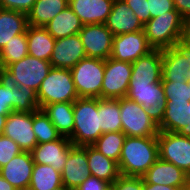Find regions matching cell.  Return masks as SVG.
<instances>
[{
	"label": "cell",
	"instance_id": "obj_1",
	"mask_svg": "<svg viewBox=\"0 0 190 190\" xmlns=\"http://www.w3.org/2000/svg\"><path fill=\"white\" fill-rule=\"evenodd\" d=\"M158 158L157 136H126L118 162L120 175L142 177Z\"/></svg>",
	"mask_w": 190,
	"mask_h": 190
},
{
	"label": "cell",
	"instance_id": "obj_2",
	"mask_svg": "<svg viewBox=\"0 0 190 190\" xmlns=\"http://www.w3.org/2000/svg\"><path fill=\"white\" fill-rule=\"evenodd\" d=\"M74 129L69 138L74 146L93 145L103 134L98 115V98L78 97L73 102Z\"/></svg>",
	"mask_w": 190,
	"mask_h": 190
},
{
	"label": "cell",
	"instance_id": "obj_3",
	"mask_svg": "<svg viewBox=\"0 0 190 190\" xmlns=\"http://www.w3.org/2000/svg\"><path fill=\"white\" fill-rule=\"evenodd\" d=\"M38 105L74 102L78 98L70 69L52 67L37 91Z\"/></svg>",
	"mask_w": 190,
	"mask_h": 190
},
{
	"label": "cell",
	"instance_id": "obj_4",
	"mask_svg": "<svg viewBox=\"0 0 190 190\" xmlns=\"http://www.w3.org/2000/svg\"><path fill=\"white\" fill-rule=\"evenodd\" d=\"M183 18L175 9L151 18L143 26L148 43L154 49L173 47L181 39Z\"/></svg>",
	"mask_w": 190,
	"mask_h": 190
},
{
	"label": "cell",
	"instance_id": "obj_5",
	"mask_svg": "<svg viewBox=\"0 0 190 190\" xmlns=\"http://www.w3.org/2000/svg\"><path fill=\"white\" fill-rule=\"evenodd\" d=\"M105 60L85 57L71 70L78 97L102 98Z\"/></svg>",
	"mask_w": 190,
	"mask_h": 190
},
{
	"label": "cell",
	"instance_id": "obj_6",
	"mask_svg": "<svg viewBox=\"0 0 190 190\" xmlns=\"http://www.w3.org/2000/svg\"><path fill=\"white\" fill-rule=\"evenodd\" d=\"M51 68L50 61L27 55L7 66L3 70V76L15 85L27 86L37 92Z\"/></svg>",
	"mask_w": 190,
	"mask_h": 190
},
{
	"label": "cell",
	"instance_id": "obj_7",
	"mask_svg": "<svg viewBox=\"0 0 190 190\" xmlns=\"http://www.w3.org/2000/svg\"><path fill=\"white\" fill-rule=\"evenodd\" d=\"M122 132L130 137L157 136L159 126L148 116L142 105L127 97L120 98Z\"/></svg>",
	"mask_w": 190,
	"mask_h": 190
},
{
	"label": "cell",
	"instance_id": "obj_8",
	"mask_svg": "<svg viewBox=\"0 0 190 190\" xmlns=\"http://www.w3.org/2000/svg\"><path fill=\"white\" fill-rule=\"evenodd\" d=\"M38 109L35 90L15 85L4 76L0 78V115H9L12 111L34 112Z\"/></svg>",
	"mask_w": 190,
	"mask_h": 190
},
{
	"label": "cell",
	"instance_id": "obj_9",
	"mask_svg": "<svg viewBox=\"0 0 190 190\" xmlns=\"http://www.w3.org/2000/svg\"><path fill=\"white\" fill-rule=\"evenodd\" d=\"M126 97L142 105L148 116L159 125L165 114L166 98L162 83L129 84Z\"/></svg>",
	"mask_w": 190,
	"mask_h": 190
},
{
	"label": "cell",
	"instance_id": "obj_10",
	"mask_svg": "<svg viewBox=\"0 0 190 190\" xmlns=\"http://www.w3.org/2000/svg\"><path fill=\"white\" fill-rule=\"evenodd\" d=\"M157 141L159 158L190 175V137L159 131Z\"/></svg>",
	"mask_w": 190,
	"mask_h": 190
},
{
	"label": "cell",
	"instance_id": "obj_11",
	"mask_svg": "<svg viewBox=\"0 0 190 190\" xmlns=\"http://www.w3.org/2000/svg\"><path fill=\"white\" fill-rule=\"evenodd\" d=\"M190 71V43L178 40L173 47L162 50V80L186 82Z\"/></svg>",
	"mask_w": 190,
	"mask_h": 190
},
{
	"label": "cell",
	"instance_id": "obj_12",
	"mask_svg": "<svg viewBox=\"0 0 190 190\" xmlns=\"http://www.w3.org/2000/svg\"><path fill=\"white\" fill-rule=\"evenodd\" d=\"M132 75V64L113 58L105 60L102 84V98L120 99L126 97Z\"/></svg>",
	"mask_w": 190,
	"mask_h": 190
},
{
	"label": "cell",
	"instance_id": "obj_13",
	"mask_svg": "<svg viewBox=\"0 0 190 190\" xmlns=\"http://www.w3.org/2000/svg\"><path fill=\"white\" fill-rule=\"evenodd\" d=\"M153 49L154 48L148 43L143 30L119 34L113 37L110 58L122 62L133 63Z\"/></svg>",
	"mask_w": 190,
	"mask_h": 190
},
{
	"label": "cell",
	"instance_id": "obj_14",
	"mask_svg": "<svg viewBox=\"0 0 190 190\" xmlns=\"http://www.w3.org/2000/svg\"><path fill=\"white\" fill-rule=\"evenodd\" d=\"M3 135L16 142L22 151L31 152L38 144L33 132V112L12 111L7 116Z\"/></svg>",
	"mask_w": 190,
	"mask_h": 190
},
{
	"label": "cell",
	"instance_id": "obj_15",
	"mask_svg": "<svg viewBox=\"0 0 190 190\" xmlns=\"http://www.w3.org/2000/svg\"><path fill=\"white\" fill-rule=\"evenodd\" d=\"M78 34L87 57L110 58L114 35L105 24L83 25Z\"/></svg>",
	"mask_w": 190,
	"mask_h": 190
},
{
	"label": "cell",
	"instance_id": "obj_16",
	"mask_svg": "<svg viewBox=\"0 0 190 190\" xmlns=\"http://www.w3.org/2000/svg\"><path fill=\"white\" fill-rule=\"evenodd\" d=\"M90 176L91 172L87 160V145H72L63 171L61 172L62 184L71 190H75Z\"/></svg>",
	"mask_w": 190,
	"mask_h": 190
},
{
	"label": "cell",
	"instance_id": "obj_17",
	"mask_svg": "<svg viewBox=\"0 0 190 190\" xmlns=\"http://www.w3.org/2000/svg\"><path fill=\"white\" fill-rule=\"evenodd\" d=\"M85 57L87 56L81 38L79 34H75L55 41L50 63L54 68L71 70Z\"/></svg>",
	"mask_w": 190,
	"mask_h": 190
},
{
	"label": "cell",
	"instance_id": "obj_18",
	"mask_svg": "<svg viewBox=\"0 0 190 190\" xmlns=\"http://www.w3.org/2000/svg\"><path fill=\"white\" fill-rule=\"evenodd\" d=\"M72 145L70 139L63 136L52 142L37 144L31 151L33 161L36 164L51 165L61 173Z\"/></svg>",
	"mask_w": 190,
	"mask_h": 190
},
{
	"label": "cell",
	"instance_id": "obj_19",
	"mask_svg": "<svg viewBox=\"0 0 190 190\" xmlns=\"http://www.w3.org/2000/svg\"><path fill=\"white\" fill-rule=\"evenodd\" d=\"M132 64L129 84H152L162 80V49H153Z\"/></svg>",
	"mask_w": 190,
	"mask_h": 190
},
{
	"label": "cell",
	"instance_id": "obj_20",
	"mask_svg": "<svg viewBox=\"0 0 190 190\" xmlns=\"http://www.w3.org/2000/svg\"><path fill=\"white\" fill-rule=\"evenodd\" d=\"M189 175L174 164L160 158L142 176L148 184L168 185L176 188L188 186Z\"/></svg>",
	"mask_w": 190,
	"mask_h": 190
},
{
	"label": "cell",
	"instance_id": "obj_21",
	"mask_svg": "<svg viewBox=\"0 0 190 190\" xmlns=\"http://www.w3.org/2000/svg\"><path fill=\"white\" fill-rule=\"evenodd\" d=\"M33 166L31 152L23 151L0 168V175L16 189L29 188Z\"/></svg>",
	"mask_w": 190,
	"mask_h": 190
},
{
	"label": "cell",
	"instance_id": "obj_22",
	"mask_svg": "<svg viewBox=\"0 0 190 190\" xmlns=\"http://www.w3.org/2000/svg\"><path fill=\"white\" fill-rule=\"evenodd\" d=\"M104 24L114 36L141 31L144 26L124 0H114L111 13Z\"/></svg>",
	"mask_w": 190,
	"mask_h": 190
},
{
	"label": "cell",
	"instance_id": "obj_23",
	"mask_svg": "<svg viewBox=\"0 0 190 190\" xmlns=\"http://www.w3.org/2000/svg\"><path fill=\"white\" fill-rule=\"evenodd\" d=\"M114 0H69V7L83 25L104 24L111 13Z\"/></svg>",
	"mask_w": 190,
	"mask_h": 190
},
{
	"label": "cell",
	"instance_id": "obj_24",
	"mask_svg": "<svg viewBox=\"0 0 190 190\" xmlns=\"http://www.w3.org/2000/svg\"><path fill=\"white\" fill-rule=\"evenodd\" d=\"M87 160L93 177L112 184L120 176L118 163L100 153L92 145H87Z\"/></svg>",
	"mask_w": 190,
	"mask_h": 190
},
{
	"label": "cell",
	"instance_id": "obj_25",
	"mask_svg": "<svg viewBox=\"0 0 190 190\" xmlns=\"http://www.w3.org/2000/svg\"><path fill=\"white\" fill-rule=\"evenodd\" d=\"M27 27L26 13L0 8V50L12 40V37L25 33Z\"/></svg>",
	"mask_w": 190,
	"mask_h": 190
},
{
	"label": "cell",
	"instance_id": "obj_26",
	"mask_svg": "<svg viewBox=\"0 0 190 190\" xmlns=\"http://www.w3.org/2000/svg\"><path fill=\"white\" fill-rule=\"evenodd\" d=\"M56 39L44 28L27 27L28 55L50 61Z\"/></svg>",
	"mask_w": 190,
	"mask_h": 190
},
{
	"label": "cell",
	"instance_id": "obj_27",
	"mask_svg": "<svg viewBox=\"0 0 190 190\" xmlns=\"http://www.w3.org/2000/svg\"><path fill=\"white\" fill-rule=\"evenodd\" d=\"M41 109L61 136L67 138L72 136L74 129L73 102L48 104Z\"/></svg>",
	"mask_w": 190,
	"mask_h": 190
},
{
	"label": "cell",
	"instance_id": "obj_28",
	"mask_svg": "<svg viewBox=\"0 0 190 190\" xmlns=\"http://www.w3.org/2000/svg\"><path fill=\"white\" fill-rule=\"evenodd\" d=\"M83 27L80 18L68 6L58 13L44 28L57 40L78 34Z\"/></svg>",
	"mask_w": 190,
	"mask_h": 190
},
{
	"label": "cell",
	"instance_id": "obj_29",
	"mask_svg": "<svg viewBox=\"0 0 190 190\" xmlns=\"http://www.w3.org/2000/svg\"><path fill=\"white\" fill-rule=\"evenodd\" d=\"M69 0H36L27 13L28 25L44 27L58 13L68 7Z\"/></svg>",
	"mask_w": 190,
	"mask_h": 190
},
{
	"label": "cell",
	"instance_id": "obj_30",
	"mask_svg": "<svg viewBox=\"0 0 190 190\" xmlns=\"http://www.w3.org/2000/svg\"><path fill=\"white\" fill-rule=\"evenodd\" d=\"M98 115L102 133L122 131L120 99L98 98Z\"/></svg>",
	"mask_w": 190,
	"mask_h": 190
},
{
	"label": "cell",
	"instance_id": "obj_31",
	"mask_svg": "<svg viewBox=\"0 0 190 190\" xmlns=\"http://www.w3.org/2000/svg\"><path fill=\"white\" fill-rule=\"evenodd\" d=\"M189 124L188 103H166L164 117L158 125L160 131L178 133Z\"/></svg>",
	"mask_w": 190,
	"mask_h": 190
},
{
	"label": "cell",
	"instance_id": "obj_32",
	"mask_svg": "<svg viewBox=\"0 0 190 190\" xmlns=\"http://www.w3.org/2000/svg\"><path fill=\"white\" fill-rule=\"evenodd\" d=\"M62 184L61 173L51 165L34 163L30 180V190H53Z\"/></svg>",
	"mask_w": 190,
	"mask_h": 190
},
{
	"label": "cell",
	"instance_id": "obj_33",
	"mask_svg": "<svg viewBox=\"0 0 190 190\" xmlns=\"http://www.w3.org/2000/svg\"><path fill=\"white\" fill-rule=\"evenodd\" d=\"M28 55L27 30L12 37V40L0 50V64L4 70L10 64L20 61Z\"/></svg>",
	"mask_w": 190,
	"mask_h": 190
},
{
	"label": "cell",
	"instance_id": "obj_34",
	"mask_svg": "<svg viewBox=\"0 0 190 190\" xmlns=\"http://www.w3.org/2000/svg\"><path fill=\"white\" fill-rule=\"evenodd\" d=\"M125 138L126 135L122 131L107 132L103 133L92 146L106 157L118 163Z\"/></svg>",
	"mask_w": 190,
	"mask_h": 190
},
{
	"label": "cell",
	"instance_id": "obj_35",
	"mask_svg": "<svg viewBox=\"0 0 190 190\" xmlns=\"http://www.w3.org/2000/svg\"><path fill=\"white\" fill-rule=\"evenodd\" d=\"M33 132L38 144L52 142L61 137L42 109L33 112Z\"/></svg>",
	"mask_w": 190,
	"mask_h": 190
},
{
	"label": "cell",
	"instance_id": "obj_36",
	"mask_svg": "<svg viewBox=\"0 0 190 190\" xmlns=\"http://www.w3.org/2000/svg\"><path fill=\"white\" fill-rule=\"evenodd\" d=\"M165 93L166 103H189L190 90L188 83L181 81H161Z\"/></svg>",
	"mask_w": 190,
	"mask_h": 190
},
{
	"label": "cell",
	"instance_id": "obj_37",
	"mask_svg": "<svg viewBox=\"0 0 190 190\" xmlns=\"http://www.w3.org/2000/svg\"><path fill=\"white\" fill-rule=\"evenodd\" d=\"M21 152L23 151L16 142L4 135H0V168Z\"/></svg>",
	"mask_w": 190,
	"mask_h": 190
},
{
	"label": "cell",
	"instance_id": "obj_38",
	"mask_svg": "<svg viewBox=\"0 0 190 190\" xmlns=\"http://www.w3.org/2000/svg\"><path fill=\"white\" fill-rule=\"evenodd\" d=\"M111 190H143V178L120 175L111 184Z\"/></svg>",
	"mask_w": 190,
	"mask_h": 190
},
{
	"label": "cell",
	"instance_id": "obj_39",
	"mask_svg": "<svg viewBox=\"0 0 190 190\" xmlns=\"http://www.w3.org/2000/svg\"><path fill=\"white\" fill-rule=\"evenodd\" d=\"M129 8L133 10V13L144 25L151 19L147 0H124Z\"/></svg>",
	"mask_w": 190,
	"mask_h": 190
},
{
	"label": "cell",
	"instance_id": "obj_40",
	"mask_svg": "<svg viewBox=\"0 0 190 190\" xmlns=\"http://www.w3.org/2000/svg\"><path fill=\"white\" fill-rule=\"evenodd\" d=\"M151 18L175 10L173 0H147Z\"/></svg>",
	"mask_w": 190,
	"mask_h": 190
},
{
	"label": "cell",
	"instance_id": "obj_41",
	"mask_svg": "<svg viewBox=\"0 0 190 190\" xmlns=\"http://www.w3.org/2000/svg\"><path fill=\"white\" fill-rule=\"evenodd\" d=\"M36 0H0V8L28 13Z\"/></svg>",
	"mask_w": 190,
	"mask_h": 190
},
{
	"label": "cell",
	"instance_id": "obj_42",
	"mask_svg": "<svg viewBox=\"0 0 190 190\" xmlns=\"http://www.w3.org/2000/svg\"><path fill=\"white\" fill-rule=\"evenodd\" d=\"M75 190H111V184L97 177L90 176Z\"/></svg>",
	"mask_w": 190,
	"mask_h": 190
},
{
	"label": "cell",
	"instance_id": "obj_43",
	"mask_svg": "<svg viewBox=\"0 0 190 190\" xmlns=\"http://www.w3.org/2000/svg\"><path fill=\"white\" fill-rule=\"evenodd\" d=\"M175 9L180 13L184 19L190 16V0H173Z\"/></svg>",
	"mask_w": 190,
	"mask_h": 190
},
{
	"label": "cell",
	"instance_id": "obj_44",
	"mask_svg": "<svg viewBox=\"0 0 190 190\" xmlns=\"http://www.w3.org/2000/svg\"><path fill=\"white\" fill-rule=\"evenodd\" d=\"M181 40L190 43V16L183 19Z\"/></svg>",
	"mask_w": 190,
	"mask_h": 190
},
{
	"label": "cell",
	"instance_id": "obj_45",
	"mask_svg": "<svg viewBox=\"0 0 190 190\" xmlns=\"http://www.w3.org/2000/svg\"><path fill=\"white\" fill-rule=\"evenodd\" d=\"M143 190H182V188H176L161 184H148L143 180Z\"/></svg>",
	"mask_w": 190,
	"mask_h": 190
},
{
	"label": "cell",
	"instance_id": "obj_46",
	"mask_svg": "<svg viewBox=\"0 0 190 190\" xmlns=\"http://www.w3.org/2000/svg\"><path fill=\"white\" fill-rule=\"evenodd\" d=\"M0 190H17V189L0 175Z\"/></svg>",
	"mask_w": 190,
	"mask_h": 190
},
{
	"label": "cell",
	"instance_id": "obj_47",
	"mask_svg": "<svg viewBox=\"0 0 190 190\" xmlns=\"http://www.w3.org/2000/svg\"><path fill=\"white\" fill-rule=\"evenodd\" d=\"M188 111H189V117H190V101L188 103ZM179 135L190 137V124L183 127L179 132Z\"/></svg>",
	"mask_w": 190,
	"mask_h": 190
},
{
	"label": "cell",
	"instance_id": "obj_48",
	"mask_svg": "<svg viewBox=\"0 0 190 190\" xmlns=\"http://www.w3.org/2000/svg\"><path fill=\"white\" fill-rule=\"evenodd\" d=\"M7 116L8 115H0V135H3Z\"/></svg>",
	"mask_w": 190,
	"mask_h": 190
},
{
	"label": "cell",
	"instance_id": "obj_49",
	"mask_svg": "<svg viewBox=\"0 0 190 190\" xmlns=\"http://www.w3.org/2000/svg\"><path fill=\"white\" fill-rule=\"evenodd\" d=\"M53 190H71V189L67 188L65 185H61L58 188L53 189Z\"/></svg>",
	"mask_w": 190,
	"mask_h": 190
},
{
	"label": "cell",
	"instance_id": "obj_50",
	"mask_svg": "<svg viewBox=\"0 0 190 190\" xmlns=\"http://www.w3.org/2000/svg\"><path fill=\"white\" fill-rule=\"evenodd\" d=\"M186 81H187V83H188V88H189V90H190V71L187 73Z\"/></svg>",
	"mask_w": 190,
	"mask_h": 190
},
{
	"label": "cell",
	"instance_id": "obj_51",
	"mask_svg": "<svg viewBox=\"0 0 190 190\" xmlns=\"http://www.w3.org/2000/svg\"><path fill=\"white\" fill-rule=\"evenodd\" d=\"M3 76V69L1 67V64H0V78Z\"/></svg>",
	"mask_w": 190,
	"mask_h": 190
},
{
	"label": "cell",
	"instance_id": "obj_52",
	"mask_svg": "<svg viewBox=\"0 0 190 190\" xmlns=\"http://www.w3.org/2000/svg\"><path fill=\"white\" fill-rule=\"evenodd\" d=\"M182 190H190V187L187 186V187H185V188H182Z\"/></svg>",
	"mask_w": 190,
	"mask_h": 190
},
{
	"label": "cell",
	"instance_id": "obj_53",
	"mask_svg": "<svg viewBox=\"0 0 190 190\" xmlns=\"http://www.w3.org/2000/svg\"><path fill=\"white\" fill-rule=\"evenodd\" d=\"M188 186L190 187V175L188 177Z\"/></svg>",
	"mask_w": 190,
	"mask_h": 190
},
{
	"label": "cell",
	"instance_id": "obj_54",
	"mask_svg": "<svg viewBox=\"0 0 190 190\" xmlns=\"http://www.w3.org/2000/svg\"><path fill=\"white\" fill-rule=\"evenodd\" d=\"M17 190H30L29 188H24V189H17Z\"/></svg>",
	"mask_w": 190,
	"mask_h": 190
}]
</instances>
